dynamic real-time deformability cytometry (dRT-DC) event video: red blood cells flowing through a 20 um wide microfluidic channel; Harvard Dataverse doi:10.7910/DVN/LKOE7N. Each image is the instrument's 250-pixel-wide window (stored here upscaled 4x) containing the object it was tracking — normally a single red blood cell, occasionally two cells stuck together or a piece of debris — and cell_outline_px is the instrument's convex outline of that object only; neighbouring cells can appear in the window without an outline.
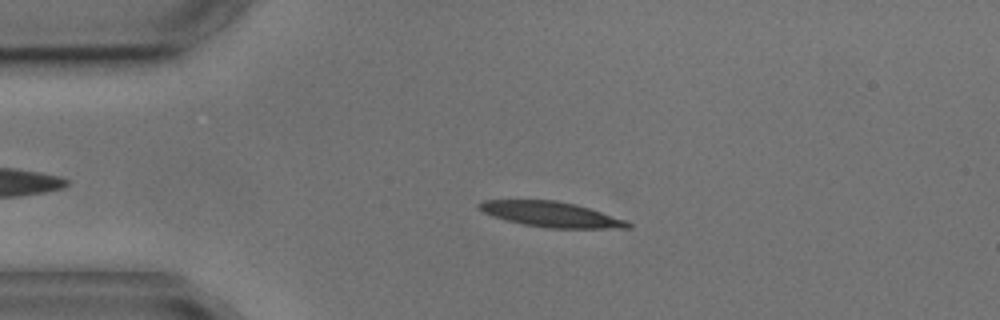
{"species": "common noctule bat (a hibernating species)", "species_latin": "Nyctalus noctula", "temperature_condition": "cold", "stored_images_in_passage": 6, "camera_frame_rate_fps": 3000, "um_per_image_px": 0.085, "animal": {"sex": "male", "body_mass_g": 17.9, "forearm_length_mm": 54.2}, "frame": {"image": 1, "passage_image": 4, "time_ms": 3.333, "image_size_px": [1000, 320], "cell_outline_px": [[632, 228], [548, 228], [524, 224], [508, 220], [484, 212], [476, 204], [484, 200], [556, 200], [576, 204], [628, 220], [632, 224]], "centroid_in_image_um": [46.92, 18.22], "position_along_channel_um": 38.1, "area_um2": 21.73}}